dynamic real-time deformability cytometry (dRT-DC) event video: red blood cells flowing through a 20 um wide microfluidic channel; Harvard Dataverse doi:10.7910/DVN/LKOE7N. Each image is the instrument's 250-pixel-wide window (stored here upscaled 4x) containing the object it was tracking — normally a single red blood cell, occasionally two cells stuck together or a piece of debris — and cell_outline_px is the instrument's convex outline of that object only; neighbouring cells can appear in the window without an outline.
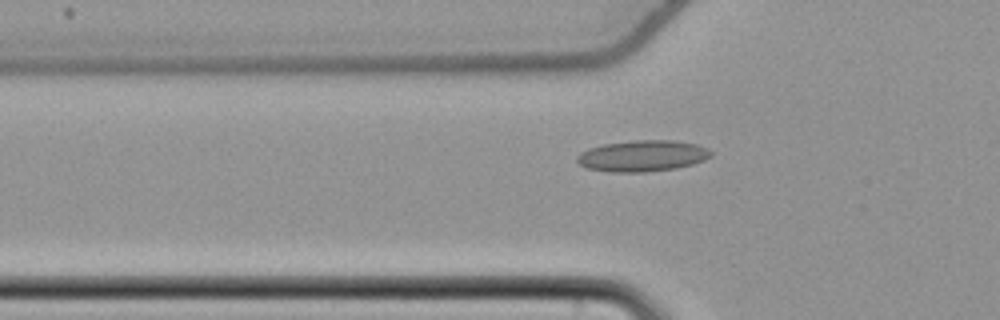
{"species": "common noctule bat (a hibernating species)", "species_latin": "Nyctalus noctula", "temperature_condition": "cold", "stored_images_in_passage": 55, "camera_frame_rate_fps": 3000, "um_per_image_px": 0.085, "animal": {"sex": "female", "body_mass_g": 22.7, "forearm_length_mm": 54.2}, "frame": {"image": 1, "passage_image": 19, "time_ms": 6.0, "image_size_px": [1000, 320], "cell_outline_px": [[712, 156], [704, 160], [692, 164], [676, 168], [644, 172], [612, 172], [584, 168], [576, 160], [576, 156], [580, 152], [588, 148], [604, 144], [636, 140], [672, 140], [696, 144], [708, 148], [712, 152]], "centroid_in_image_um": [54.59, 13.25], "position_along_channel_um": 71.2, "area_um2": 24.45}}
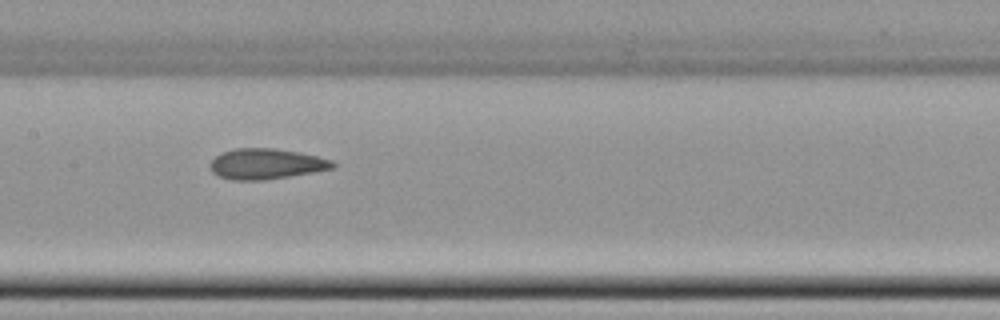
{"frame": {"image": 2, "passage_image": 28, "time_ms": 9.0, "image_size_px": [1000, 320], "cell_outline_px": [[336, 168], [264, 180], [232, 180], [220, 176], [212, 172], [208, 164], [216, 156], [224, 152], [236, 148], [276, 148], [300, 152], [332, 160], [336, 164]], "centroid_in_image_um": [22.63, 13.93], "position_along_channel_um": 184.8, "area_um2": 21.79}}
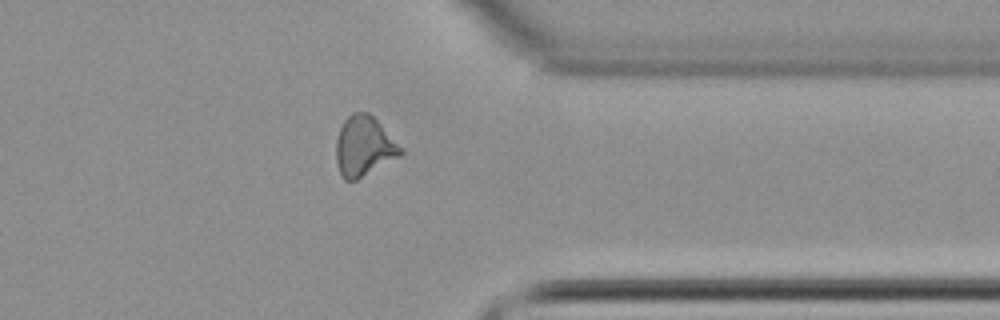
{"frame": {"image": 3, "passage_image": 44, "time_ms": 14.333, "image_size_px": [1000, 320], "cell_outline_px": [[404, 152], [400, 156], [356, 180], [344, 180], [340, 172], [336, 160], [336, 140], [340, 128], [344, 120], [352, 112], [368, 112], [404, 148]], "centroid_in_image_um": [30.94, 12.43], "position_along_channel_um": 380.5, "area_um2": 22.43}, "authors_computed_cell_mechanics": {"area_um2": 22.1952, "velocity_mm_per_s": 3.7902, "shape_relaxation_time_tau1_ms": 11.2977, "shape_relaxation_time_tau2_ms": 3.1444, "deformation_change_tau1": 0.1474, "deformation_change_tau2": 0.0972}}